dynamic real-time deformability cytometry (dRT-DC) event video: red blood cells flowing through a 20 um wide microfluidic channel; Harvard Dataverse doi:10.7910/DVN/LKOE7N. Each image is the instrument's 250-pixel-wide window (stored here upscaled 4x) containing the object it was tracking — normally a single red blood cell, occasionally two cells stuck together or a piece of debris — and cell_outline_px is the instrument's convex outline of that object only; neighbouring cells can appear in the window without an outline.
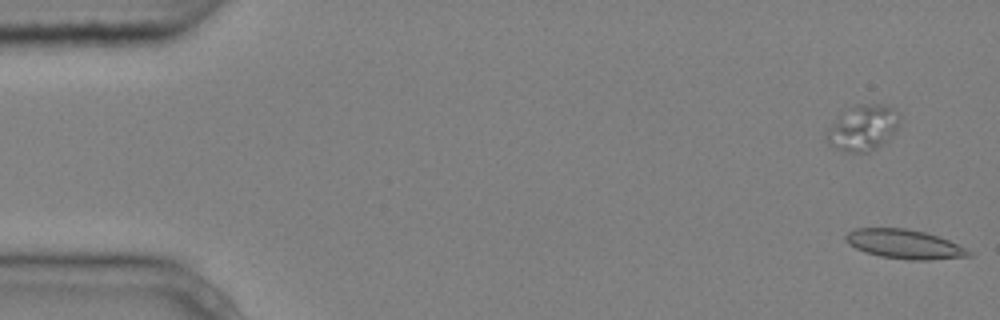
{"species": "common noctule bat (a hibernating species)", "species_latin": "Nyctalus noctula", "temperature_condition": "cold", "stored_images_in_passage": 7, "camera_frame_rate_fps": 3000, "um_per_image_px": 0.085, "animal": {"sex": "male", "body_mass_g": 20.4}, "frame": {"image": 1, "passage_image": 1, "time_ms": 0.0, "image_size_px": [1000, 320], "cell_outline_px": [[972, 256], [928, 260], [908, 260], [880, 256], [864, 252], [856, 248], [844, 240], [844, 236], [848, 232], [856, 228], [908, 228], [924, 232], [948, 240], [972, 252]], "centroid_in_image_um": [76.84, 20.75], "position_along_channel_um": 8.2, "area_um2": 20.87}}
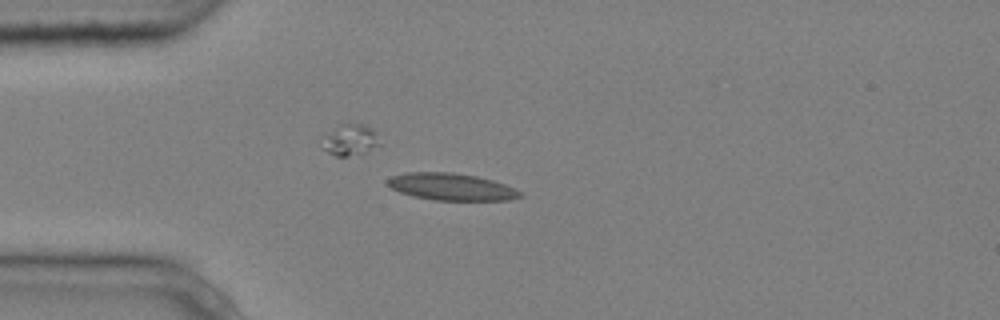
{"frame": {"image": 2, "passage_image": 4, "time_ms": 1.0, "image_size_px": [1000, 320], "cell_outline_px": [[524, 196], [512, 200], [436, 200], [412, 196], [400, 192], [384, 184], [384, 180], [392, 176], [408, 172], [452, 172], [476, 176], [492, 180], [516, 188], [524, 192]], "centroid_in_image_um": [38.38, 15.88], "position_along_channel_um": 46.6, "area_um2": 21.15}}
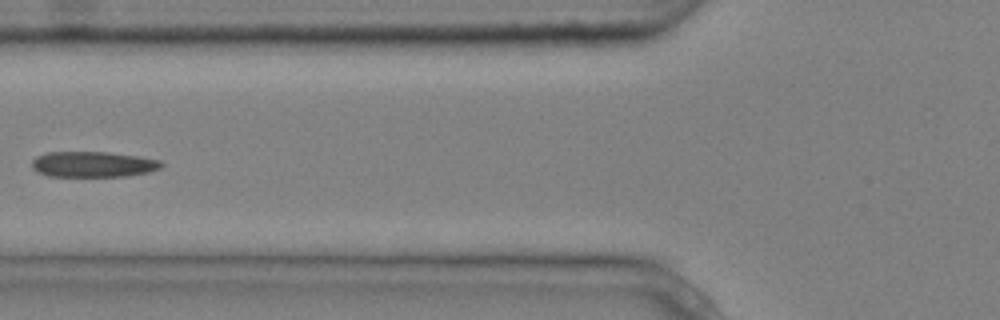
{"frame": {"image": 3, "passage_image": 6, "time_ms": 1.667, "image_size_px": [1000, 320], "cell_outline_px": [[164, 164], [160, 168], [148, 172], [124, 176], [48, 176], [36, 172], [32, 168], [32, 160], [36, 156], [48, 152], [108, 152], [136, 156], [160, 160]], "centroid_in_image_um": [7.87, 13.96], "position_along_channel_um": 117.9, "area_um2": 19.31}}